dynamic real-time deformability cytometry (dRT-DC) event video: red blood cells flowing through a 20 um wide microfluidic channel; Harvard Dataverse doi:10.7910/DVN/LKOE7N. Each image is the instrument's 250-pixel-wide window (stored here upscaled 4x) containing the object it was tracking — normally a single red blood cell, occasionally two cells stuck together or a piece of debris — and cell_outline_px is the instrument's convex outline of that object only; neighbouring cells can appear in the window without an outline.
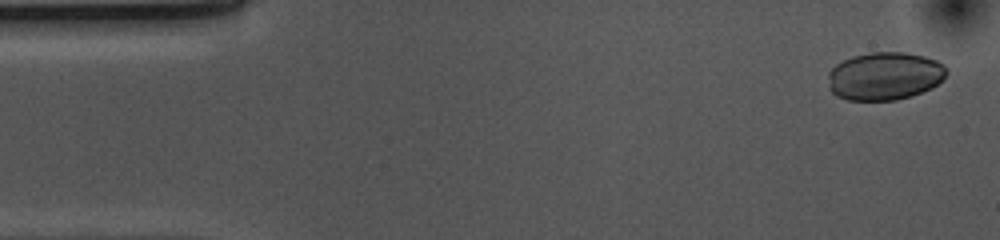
{"species": "common noctule bat (a hibernating species)", "species_latin": "Nyctalus noctula", "temperature_condition": "cold", "stored_images_in_passage": 52, "camera_frame_rate_fps": 3000, "um_per_image_px": 0.085, "animal": {"sex": "female", "body_mass_g": 10.0, "forearm_length_mm": 53.1}, "frame": {"image": 1, "passage_image": 2, "time_ms": 0.333, "image_size_px": [1000, 240], "cell_outline_px": [[948, 72], [932, 88], [912, 96], [896, 100], [848, 100], [836, 96], [828, 88], [828, 72], [836, 64], [852, 56], [872, 52], [904, 52], [924, 56], [936, 60], [944, 64], [948, 68]], "centroid_in_image_um": [75.19, 6.47], "position_along_channel_um": 9.8, "area_um2": 33.35}}
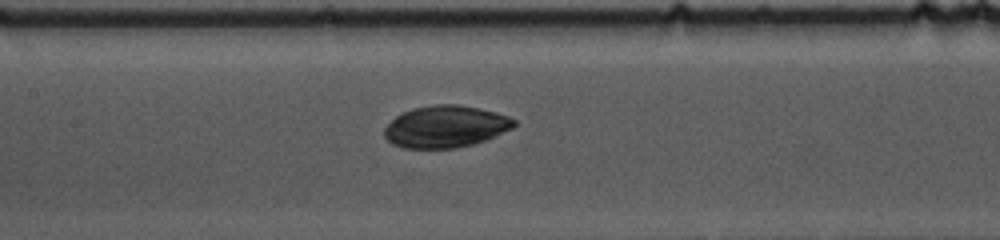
{"frame": {"image": 2, "passage_image": 23, "time_ms": 7.333, "image_size_px": [1000, 240], "cell_outline_px": [[516, 124], [512, 128], [484, 140], [472, 144], [456, 148], [404, 148], [392, 144], [384, 136], [384, 128], [396, 116], [412, 108], [436, 104], [456, 104], [496, 112], [508, 116], [516, 120]], "centroid_in_image_um": [37.85, 10.76], "position_along_channel_um": 169.5, "area_um2": 31.44}}
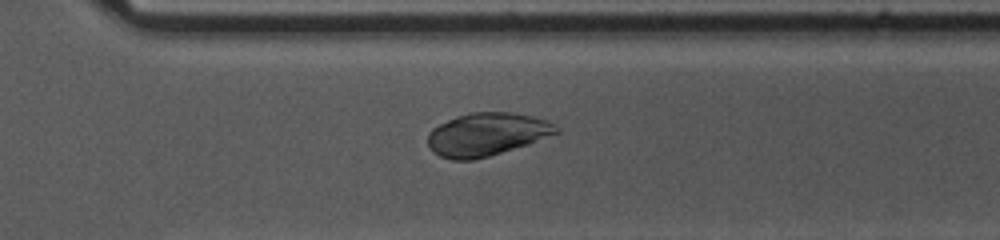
{"frame": {"image": 3, "passage_image": 36, "time_ms": 11.667, "image_size_px": [1000, 240], "cell_outline_px": [[560, 132], [528, 144], [488, 156], [472, 160], [452, 160], [440, 156], [432, 152], [428, 148], [428, 132], [432, 128], [456, 116], [472, 112], [512, 112], [532, 116], [548, 120], [556, 124], [560, 128]], "centroid_in_image_um": [41.38, 11.41], "position_along_channel_um": 329.2, "area_um2": 32.31}}